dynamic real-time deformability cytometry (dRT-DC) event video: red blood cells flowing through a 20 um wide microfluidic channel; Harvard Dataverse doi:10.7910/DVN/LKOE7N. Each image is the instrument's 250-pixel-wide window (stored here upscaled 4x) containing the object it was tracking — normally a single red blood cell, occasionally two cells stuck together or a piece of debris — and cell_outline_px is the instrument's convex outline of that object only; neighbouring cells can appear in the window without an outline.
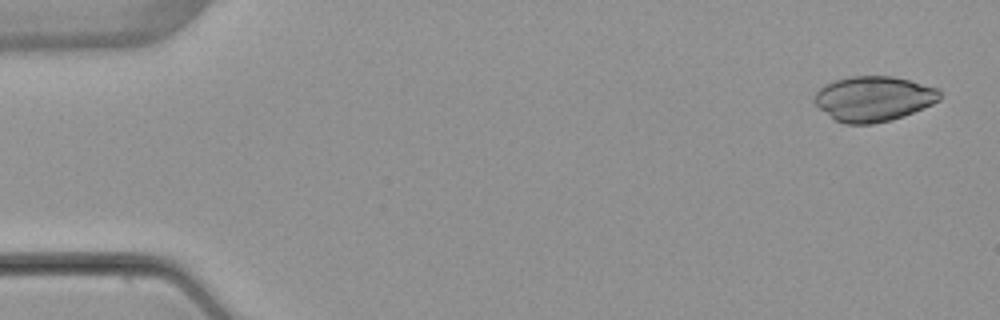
{"species": "common noctule bat (a hibernating species)", "species_latin": "Nyctalus noctula", "temperature_condition": "warm", "stored_images_in_passage": 4, "camera_frame_rate_fps": 3000, "um_per_image_px": 0.085, "animal": {"sex": "female", "body_mass_g": 22.7, "forearm_length_mm": 54.2}, "frame": {"image": 1, "passage_image": 1, "time_ms": 0.0, "image_size_px": [1000, 320], "cell_outline_px": [[940, 100], [932, 104], [904, 116], [892, 120], [872, 124], [844, 124], [836, 120], [820, 108], [812, 100], [816, 92], [824, 84], [836, 80], [852, 76], [892, 76], [940, 88]], "centroid_in_image_um": [74.26, 8.39], "position_along_channel_um": 10.7, "area_um2": 32.95}}